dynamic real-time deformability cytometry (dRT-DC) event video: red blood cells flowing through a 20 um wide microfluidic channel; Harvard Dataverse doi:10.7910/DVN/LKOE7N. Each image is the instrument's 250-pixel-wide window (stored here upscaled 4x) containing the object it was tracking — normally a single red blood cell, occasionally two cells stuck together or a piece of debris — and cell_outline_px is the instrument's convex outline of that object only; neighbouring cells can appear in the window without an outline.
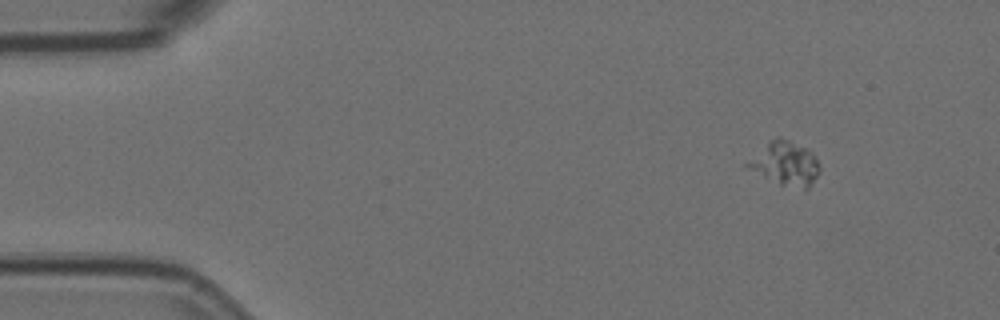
{"species": "Egyptian fruit bat (a non-hibernating species)", "species_latin": "Rousettus aegyptiacus", "temperature_condition": "room temperature", "stored_images_in_passage": 52, "camera_frame_rate_fps": 3000, "um_per_image_px": 0.085, "animal": {"sex": "female"}, "frame": {"image": 1, "passage_image": 1, "time_ms": 0.0, "image_size_px": [1000, 320], "cell_outline_px": [[820, 172], [808, 188], [804, 192], [780, 184], [744, 168], [744, 164], [768, 140], [776, 136], [780, 136], [808, 148], [812, 152], [820, 164]], "centroid_in_image_um": [66.75, 13.9], "position_along_channel_um": 18.3, "area_um2": 19.02}}
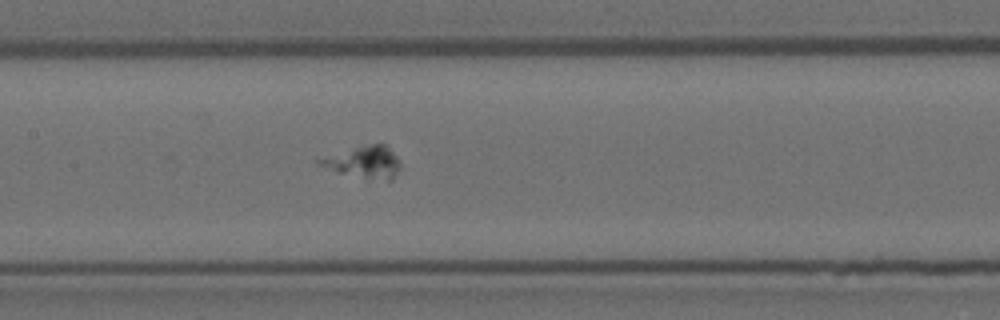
{"frame": {"image": 2, "passage_image": 22, "time_ms": 7.0, "image_size_px": [1000, 320], "cell_outline_px": [[400, 168], [392, 180], [388, 180], [340, 172], [316, 164], [316, 160], [356, 148], [372, 144], [388, 144], [396, 156], [400, 164]], "centroid_in_image_um": [31.02, 13.76], "position_along_channel_um": 176.4, "area_um2": 14.1}}
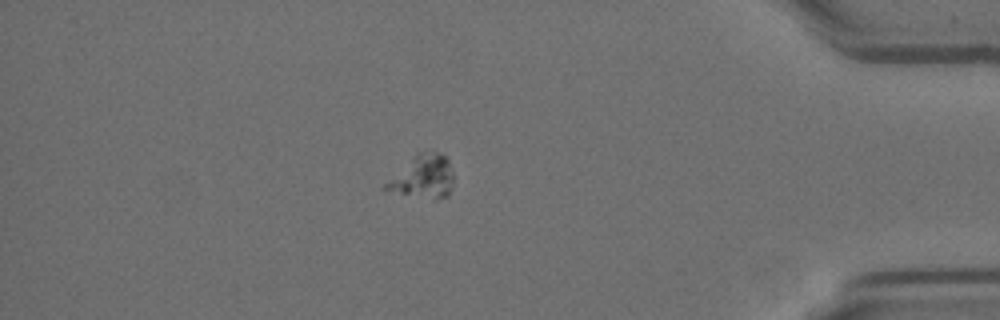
{"frame": {"image": 3, "passage_image": 44, "time_ms": 14.333, "image_size_px": [1000, 320], "cell_outline_px": [[452, 184], [448, 196], [436, 200], [380, 188], [384, 184], [420, 152], [440, 152], [448, 160], [452, 172]], "centroid_in_image_um": [36.0, 15.04], "position_along_channel_um": 399.2, "area_um2": 16.3}}